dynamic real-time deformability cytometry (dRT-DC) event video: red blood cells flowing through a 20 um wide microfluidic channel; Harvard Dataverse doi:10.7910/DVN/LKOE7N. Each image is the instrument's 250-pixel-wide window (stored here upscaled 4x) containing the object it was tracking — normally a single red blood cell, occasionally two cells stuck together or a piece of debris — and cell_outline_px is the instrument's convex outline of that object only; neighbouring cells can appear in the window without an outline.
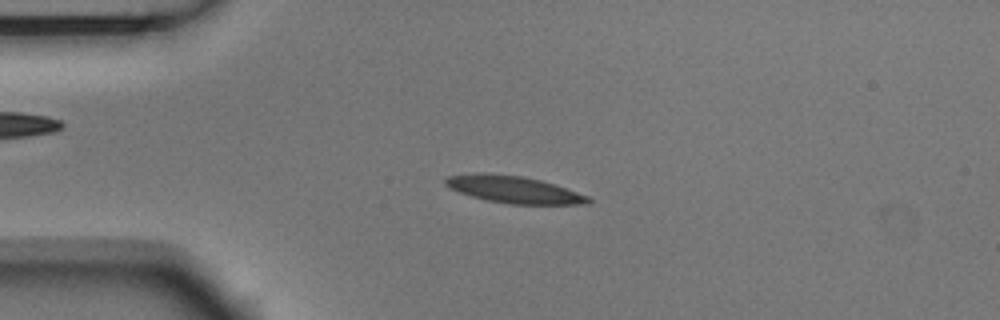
{"species": "Egyptian fruit bat (a non-hibernating species)", "species_latin": "Rousettus aegyptiacus", "temperature_condition": "room temperature", "stored_images_in_passage": 54, "camera_frame_rate_fps": 3000, "um_per_image_px": 0.085, "animal": {"sex": "male"}, "frame": {"image": 1, "passage_image": 12, "time_ms": 3.667, "image_size_px": [1000, 320], "cell_outline_px": [[592, 204], [508, 204], [488, 200], [472, 196], [448, 188], [444, 184], [444, 180], [448, 176], [480, 172], [484, 172], [524, 176], [540, 180], [588, 196], [592, 200]], "centroid_in_image_um": [43.64, 16.1], "position_along_channel_um": 41.4, "area_um2": 22.43}}
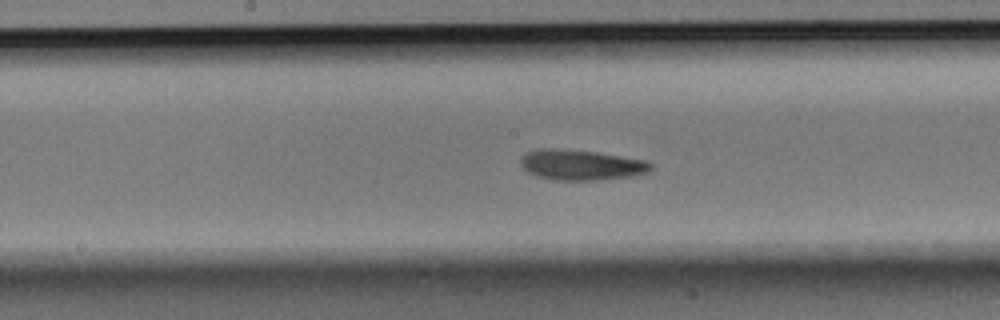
{"frame": {"image": 2, "passage_image": 27, "time_ms": 8.667, "image_size_px": [1000, 320], "cell_outline_px": [[652, 172], [632, 176], [596, 180], [552, 180], [536, 176], [528, 172], [520, 164], [520, 160], [528, 152], [540, 148], [552, 148], [596, 152], [648, 160], [652, 164]], "centroid_in_image_um": [49.44, 14.02], "position_along_channel_um": 198.8, "area_um2": 23.18}}
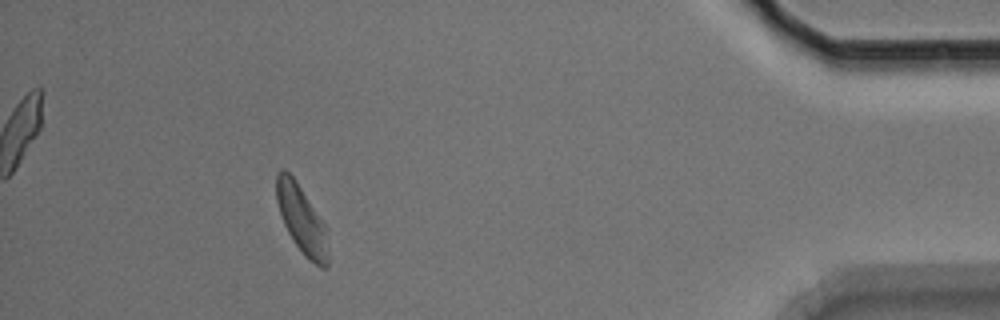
{"frame": {"image": 3, "passage_image": 49, "time_ms": 16.0, "image_size_px": [1000, 320], "cell_outline_px": [[328, 268], [320, 268], [308, 260], [304, 256], [292, 240], [284, 224], [276, 200], [276, 172], [280, 168], [284, 168], [296, 180], [328, 228]], "centroid_in_image_um": [25.67, 18.68], "position_along_channel_um": 409.5, "area_um2": 20.98}, "authors_computed_cell_mechanics": {"area_um2": 22.0796, "velocity_mm_per_s": 3.628, "shape_relaxation_time_tau1_ms": 4.1711, "shape_relaxation_time_tau2_ms": 3.1674, "deformation_change_tau1": 0.1533, "deformation_change_tau2": 0.0936}}